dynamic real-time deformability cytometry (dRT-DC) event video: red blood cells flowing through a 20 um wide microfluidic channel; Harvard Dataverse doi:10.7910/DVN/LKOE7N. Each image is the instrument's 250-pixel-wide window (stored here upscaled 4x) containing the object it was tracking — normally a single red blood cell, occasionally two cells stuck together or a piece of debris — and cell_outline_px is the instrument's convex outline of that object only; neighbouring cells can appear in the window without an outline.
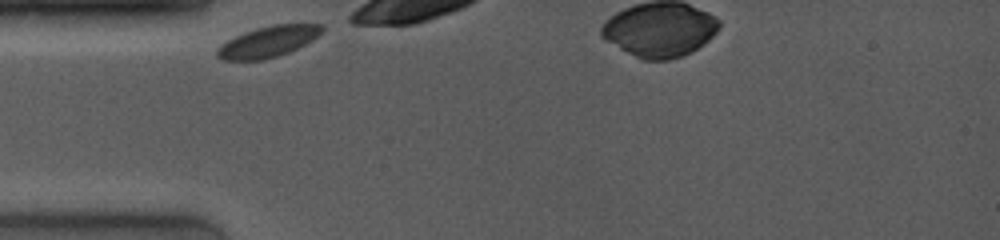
{"species": "common noctule bat (a hibernating species)", "species_latin": "Nyctalus noctula", "temperature_condition": "room temperature", "stored_images_in_passage": 2, "camera_frame_rate_fps": 4000, "um_per_image_px": 0.085, "animal": {"sex": "female", "body_mass_g": 19.0, "forearm_length_mm": 53.3}, "frame": {"image": 1, "passage_image": 1, "time_ms": 0.0, "image_size_px": [1000, 240], "cell_outline_px": [[324, 28], [312, 40], [288, 52], [264, 60], [220, 60], [216, 56], [216, 48], [220, 44], [244, 32], [256, 28], [272, 24], [324, 24]], "centroid_in_image_um": [22.73, 3.54], "position_along_channel_um": 62.3, "area_um2": 18.84}}